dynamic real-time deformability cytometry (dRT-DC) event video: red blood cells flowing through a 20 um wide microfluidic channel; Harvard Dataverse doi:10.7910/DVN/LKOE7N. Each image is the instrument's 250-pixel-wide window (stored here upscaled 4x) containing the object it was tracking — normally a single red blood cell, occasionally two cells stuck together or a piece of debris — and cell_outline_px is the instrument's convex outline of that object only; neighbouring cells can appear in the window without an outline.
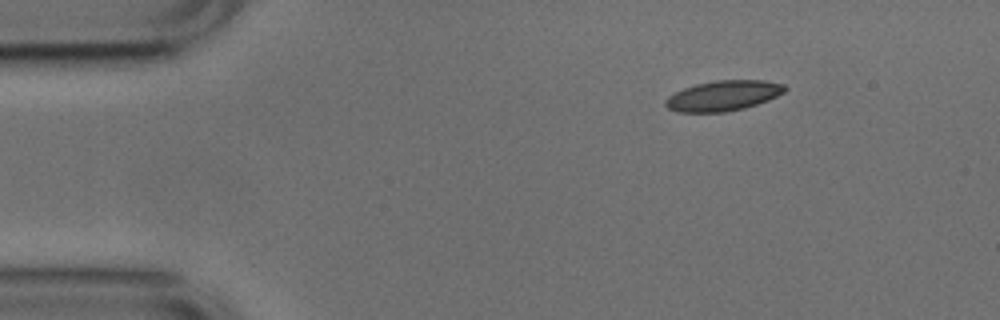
{"species": "common noctule bat (a hibernating species)", "species_latin": "Nyctalus noctula", "temperature_condition": "cold", "stored_images_in_passage": 46, "camera_frame_rate_fps": 3000, "um_per_image_px": 0.085, "animal": {"sex": "male", "body_mass_g": 17.9, "forearm_length_mm": 54.2}, "frame": {"image": 1, "passage_image": 1, "time_ms": 0.0, "image_size_px": [1000, 320], "cell_outline_px": [[788, 88], [784, 92], [768, 100], [744, 108], [724, 112], [680, 112], [668, 108], [664, 104], [664, 100], [668, 96], [684, 88], [696, 84], [716, 80], [764, 80], [784, 84]], "centroid_in_image_um": [61.48, 8.13], "position_along_channel_um": 23.5, "area_um2": 20.98}}
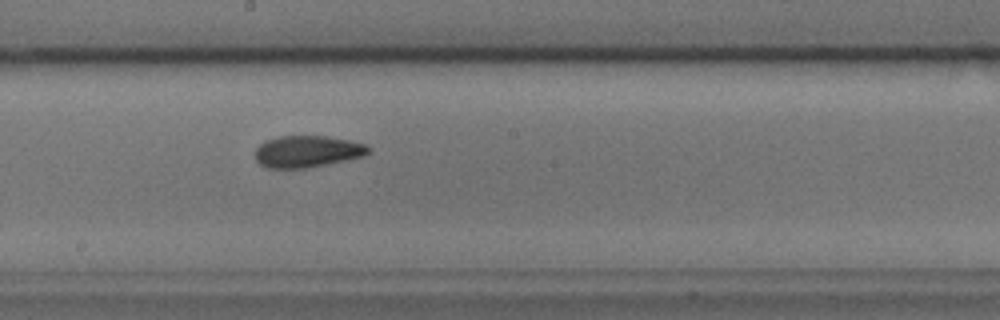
{"frame": {"image": 2, "passage_image": 22, "time_ms": 7.0, "image_size_px": [1000, 320], "cell_outline_px": [[372, 152], [364, 156], [328, 164], [308, 168], [268, 168], [260, 164], [256, 160], [256, 148], [264, 140], [280, 136], [328, 136], [348, 140], [364, 144], [372, 148]], "centroid_in_image_um": [26.14, 12.87], "position_along_channel_um": 222.1, "area_um2": 21.1}}
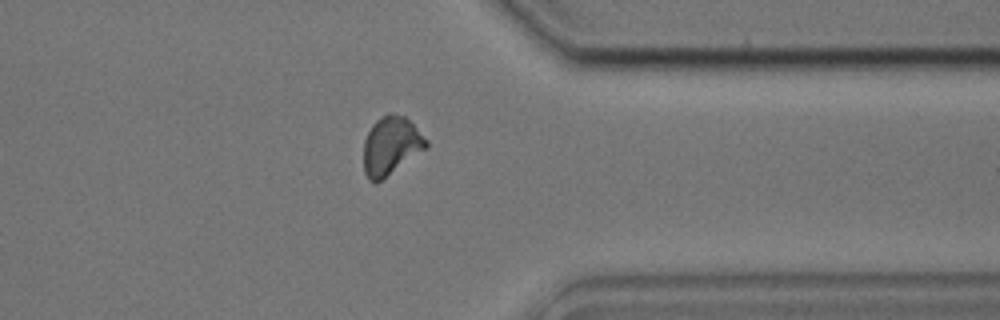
{"frame": {"image": 3, "passage_image": 35, "time_ms": 11.333, "image_size_px": [1000, 320], "cell_outline_px": [[428, 148], [376, 184], [368, 180], [364, 172], [364, 140], [372, 124], [376, 120], [388, 112], [404, 116], [428, 140]], "centroid_in_image_um": [33.23, 12.41], "position_along_channel_um": 378.2, "area_um2": 21.39}, "authors_computed_cell_mechanics": {"area_um2": 20.7791, "velocity_mm_per_s": 3.7724, "shape_relaxation_time_tau1_ms": 4.8142, "shape_relaxation_time_tau2_ms": 2.6595, "deformation_change_tau1": 0.1119, "deformation_change_tau2": 0.0688}}